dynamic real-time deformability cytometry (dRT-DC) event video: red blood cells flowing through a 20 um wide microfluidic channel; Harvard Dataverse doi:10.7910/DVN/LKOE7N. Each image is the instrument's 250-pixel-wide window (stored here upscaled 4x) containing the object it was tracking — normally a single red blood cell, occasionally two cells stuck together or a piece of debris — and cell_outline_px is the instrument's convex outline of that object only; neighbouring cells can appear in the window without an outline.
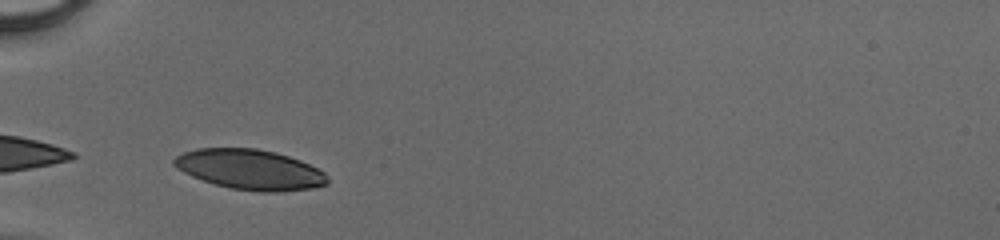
{"species": "human", "species_latin": "Homo sapiens", "temperature_condition": "cold", "stored_images_in_passage": 15, "camera_frame_rate_fps": 3000, "um_per_image_px": 0.085, "donor": {"sex": "male"}, "frame": {"image": 1, "passage_image": 1, "time_ms": 0.0, "image_size_px": [1000, 240], "cell_outline_px": [[328, 184], [312, 188], [280, 192], [264, 192], [232, 188], [216, 184], [192, 176], [176, 168], [172, 164], [172, 160], [176, 156], [184, 152], [196, 148], [256, 148], [276, 152], [300, 160], [324, 172], [328, 176]], "centroid_in_image_um": [21.25, 14.4], "position_along_channel_um": 63.8, "area_um2": 35.78}}
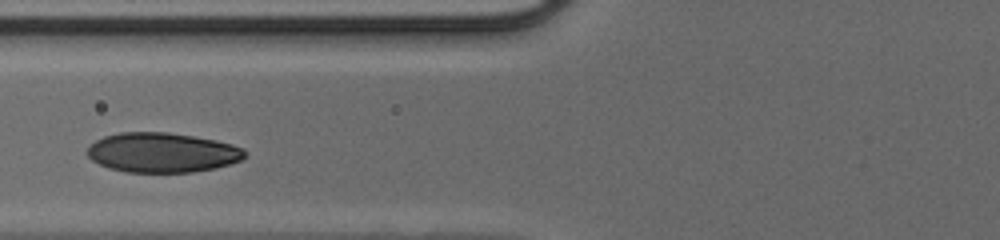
{"frame": {"image": 2, "passage_image": 5, "time_ms": 1.333, "image_size_px": [1000, 240], "cell_outline_px": [[248, 152], [240, 160], [216, 168], [192, 172], [124, 172], [108, 168], [92, 160], [88, 156], [88, 148], [96, 140], [104, 136], [120, 132], [168, 132], [216, 140], [232, 144], [244, 148]], "centroid_in_image_um": [13.8, 12.96], "position_along_channel_um": 112.0, "area_um2": 36.47}}
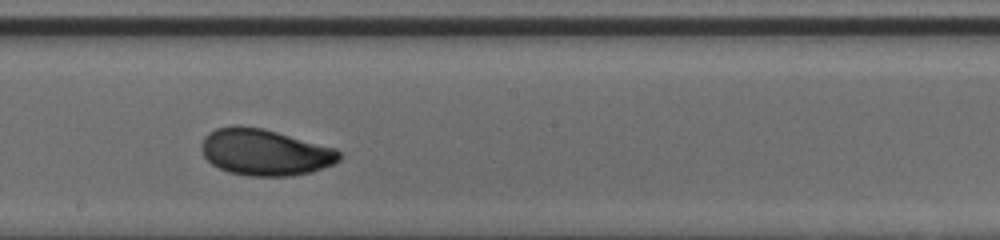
{"frame": {"image": 3, "passage_image": 13, "time_ms": 4.0, "image_size_px": [1000, 240], "cell_outline_px": [[340, 160], [332, 164], [312, 172], [292, 176], [248, 176], [228, 172], [212, 164], [204, 156], [200, 148], [204, 136], [208, 132], [216, 128], [236, 124], [240, 124], [264, 128], [336, 148], [340, 152]], "centroid_in_image_um": [22.49, 12.92], "position_along_channel_um": 225.7, "area_um2": 37.69}}